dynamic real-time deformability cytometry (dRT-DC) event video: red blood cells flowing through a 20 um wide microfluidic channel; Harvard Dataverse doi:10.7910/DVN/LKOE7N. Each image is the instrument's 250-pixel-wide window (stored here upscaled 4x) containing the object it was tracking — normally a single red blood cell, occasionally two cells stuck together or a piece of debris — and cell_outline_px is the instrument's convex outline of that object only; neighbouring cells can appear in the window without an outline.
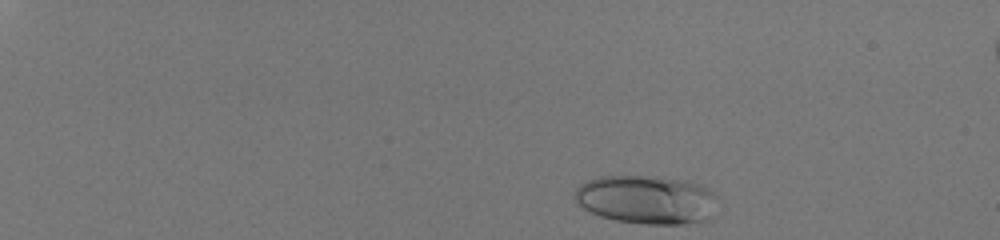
{"species": "human", "species_latin": "Homo sapiens", "temperature_condition": "room temperature", "stored_images_in_passage": 41, "camera_frame_rate_fps": 3000, "um_per_image_px": 0.085, "donor": {"sex": "male"}, "frame": {"image": 1, "passage_image": 2, "time_ms": 0.333, "image_size_px": [1000, 240], "cell_outline_px": [[716, 196], [708, 220], [684, 224], [648, 224], [616, 220], [600, 216], [584, 208], [576, 200], [576, 188], [580, 184], [588, 180], [600, 176], [656, 176], [688, 180], [700, 184], [708, 188]], "centroid_in_image_um": [54.96, 16.95], "position_along_channel_um": 30.0, "area_um2": 40.29}}
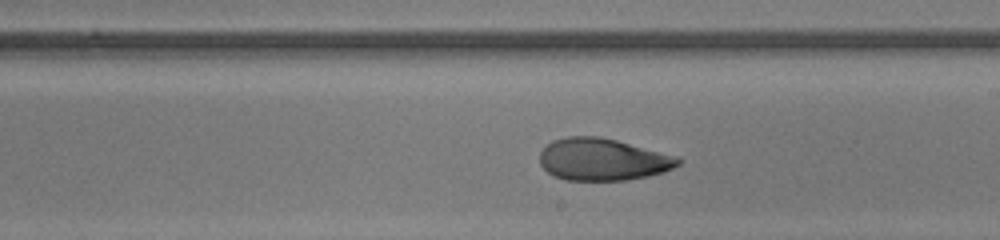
{"frame": {"image": 2, "passage_image": 28, "time_ms": 9.0, "image_size_px": [1000, 240], "cell_outline_px": [[680, 164], [664, 172], [648, 176], [624, 180], [568, 180], [552, 176], [540, 164], [540, 152], [552, 140], [564, 136], [600, 136], [616, 140], [676, 156], [680, 160]], "centroid_in_image_um": [51.2, 13.55], "position_along_channel_um": 237.8, "area_um2": 33.87}}
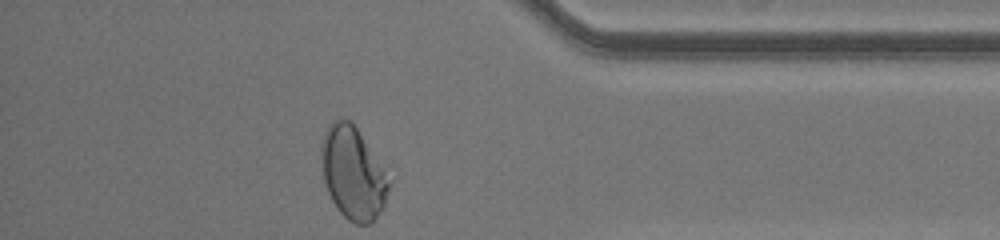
{"frame": {"image": 3, "passage_image": 41, "time_ms": 13.333, "image_size_px": [1000, 240], "cell_outline_px": [[388, 188], [384, 204], [372, 224], [356, 224], [348, 220], [336, 208], [328, 192], [324, 180], [320, 152], [320, 140], [328, 124], [332, 120], [348, 120], [356, 128], [384, 172], [388, 184]], "centroid_in_image_um": [29.92, 14.73], "position_along_channel_um": 405.3, "area_um2": 35.55}, "authors_computed_cell_mechanics": {"area_um2": 35.2002, "velocity_mm_per_s": 4.1296, "shape_relaxation_time_tau1_ms": 7.7884, "shape_relaxation_time_tau2_ms": 1.6084, "deformation_change_tau1": 0.2419, "deformation_change_tau2": 0.0703}}